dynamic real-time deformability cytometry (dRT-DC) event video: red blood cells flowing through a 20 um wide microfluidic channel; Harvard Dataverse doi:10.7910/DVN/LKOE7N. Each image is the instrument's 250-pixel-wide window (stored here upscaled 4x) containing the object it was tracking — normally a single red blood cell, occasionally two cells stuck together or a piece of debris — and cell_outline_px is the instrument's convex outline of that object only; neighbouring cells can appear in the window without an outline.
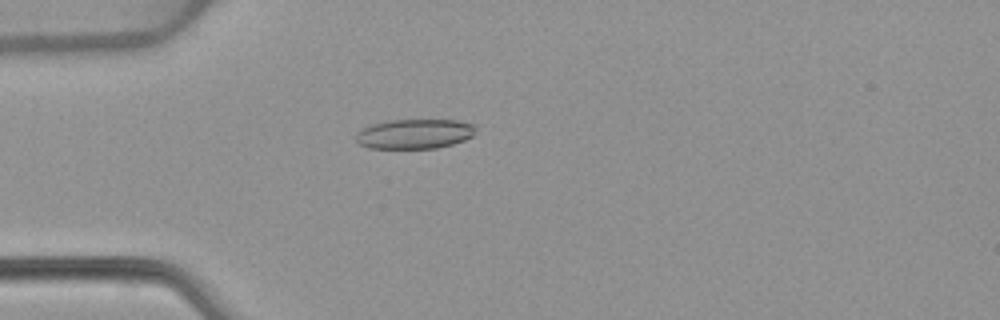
{"species": "common noctule bat (a hibernating species)", "species_latin": "Nyctalus noctula", "temperature_condition": "warm", "stored_images_in_passage": 52, "camera_frame_rate_fps": 3000, "um_per_image_px": 0.085, "animal": {"sex": "female", "body_mass_g": 22.7, "forearm_length_mm": 54.2}, "frame": {"image": 1, "passage_image": 15, "time_ms": 4.667, "image_size_px": [1000, 320], "cell_outline_px": [[476, 132], [472, 136], [464, 140], [452, 144], [436, 148], [368, 148], [360, 144], [356, 140], [356, 136], [364, 128], [372, 124], [392, 120], [456, 120], [476, 124]], "centroid_in_image_um": [35.3, 11.38], "position_along_channel_um": 49.7, "area_um2": 20.63}}
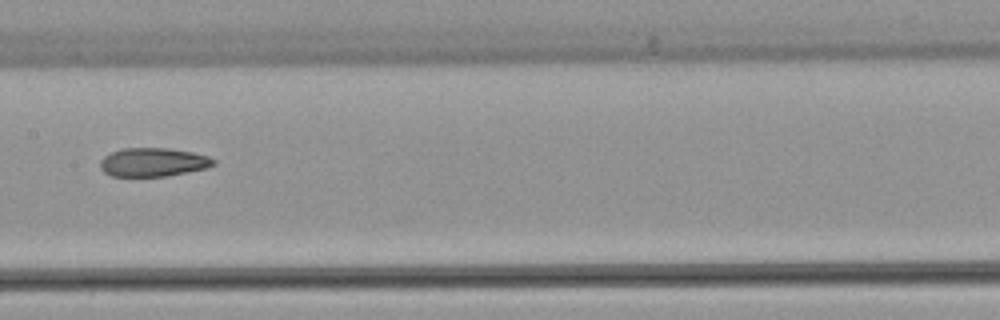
{"frame": {"image": 2, "passage_image": 27, "time_ms": 8.667, "image_size_px": [1000, 320], "cell_outline_px": [[216, 164], [208, 168], [168, 176], [112, 176], [104, 172], [100, 168], [100, 160], [104, 156], [120, 148], [168, 148], [192, 152], [208, 156], [216, 160]], "centroid_in_image_um": [13.03, 13.78], "position_along_channel_um": 194.4, "area_um2": 19.07}}
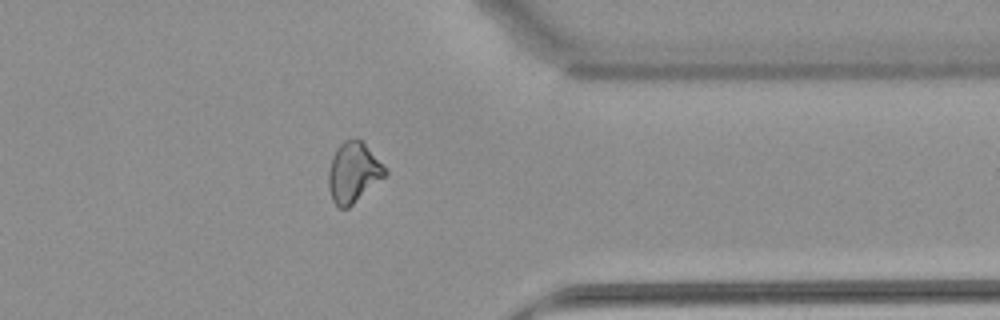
{"frame": {"image": 3, "passage_image": 42, "time_ms": 13.667, "image_size_px": [1000, 320], "cell_outline_px": [[388, 172], [384, 176], [348, 208], [340, 208], [332, 200], [328, 188], [328, 172], [332, 156], [336, 148], [344, 140], [360, 140], [364, 144]], "centroid_in_image_um": [29.98, 14.68], "position_along_channel_um": 381.4, "area_um2": 19.25}, "authors_computed_cell_mechanics": {"area_um2": 20.5768, "velocity_mm_per_s": 3.9324, "shape_relaxation_time_tau1_ms": null, "shape_relaxation_time_tau2_ms": 2.8387, "deformation_change_tau1": null, "deformation_change_tau2": 0.0884}}